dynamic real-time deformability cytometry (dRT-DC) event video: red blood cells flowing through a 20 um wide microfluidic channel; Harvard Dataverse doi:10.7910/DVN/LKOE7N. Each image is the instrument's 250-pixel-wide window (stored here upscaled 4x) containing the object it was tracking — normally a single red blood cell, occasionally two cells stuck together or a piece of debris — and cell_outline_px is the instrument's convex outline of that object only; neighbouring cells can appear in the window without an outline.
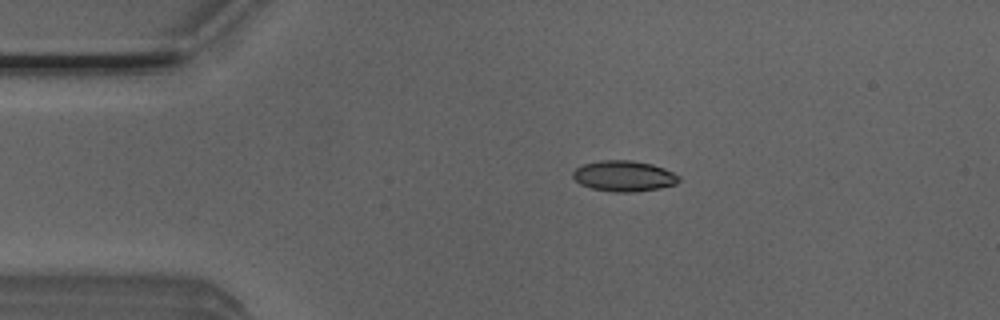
{"species": "Egyptian fruit bat (a non-hibernating species)", "species_latin": "Rousettus aegyptiacus", "temperature_condition": "room temperature", "stored_images_in_passage": 2, "camera_frame_rate_fps": 3000, "um_per_image_px": 0.085, "animal": {"sex": "male"}, "frame": {"image": 1, "passage_image": 1, "time_ms": 0.0, "image_size_px": [1000, 320], "cell_outline_px": [[680, 180], [676, 184], [660, 188], [636, 192], [616, 192], [592, 188], [580, 184], [572, 176], [572, 172], [576, 168], [584, 164], [600, 160], [632, 160], [652, 164], [664, 168], [680, 176]], "centroid_in_image_um": [53.05, 14.96], "position_along_channel_um": 32.0, "area_um2": 19.02}}
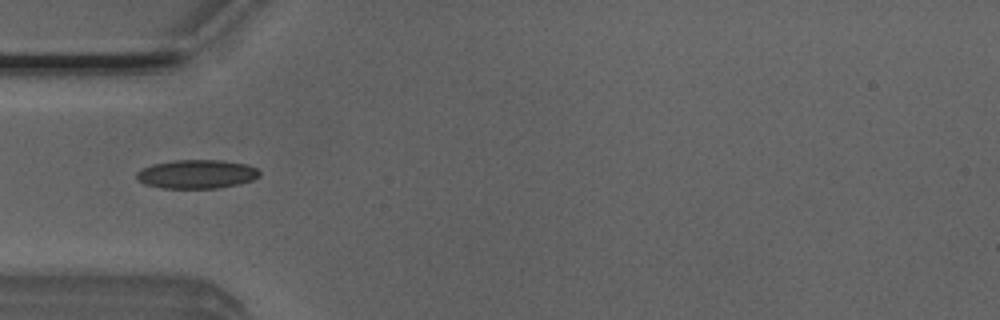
{"frame": {"image": 2, "passage_image": 2, "time_ms": 0.333, "image_size_px": [1000, 320], "cell_outline_px": [[260, 176], [252, 180], [240, 184], [216, 188], [160, 188], [144, 184], [136, 180], [136, 172], [140, 168], [152, 164], [172, 160], [220, 160], [248, 164], [256, 168], [260, 172]], "centroid_in_image_um": [16.68, 14.8], "position_along_channel_um": 68.3, "area_um2": 20.92}}